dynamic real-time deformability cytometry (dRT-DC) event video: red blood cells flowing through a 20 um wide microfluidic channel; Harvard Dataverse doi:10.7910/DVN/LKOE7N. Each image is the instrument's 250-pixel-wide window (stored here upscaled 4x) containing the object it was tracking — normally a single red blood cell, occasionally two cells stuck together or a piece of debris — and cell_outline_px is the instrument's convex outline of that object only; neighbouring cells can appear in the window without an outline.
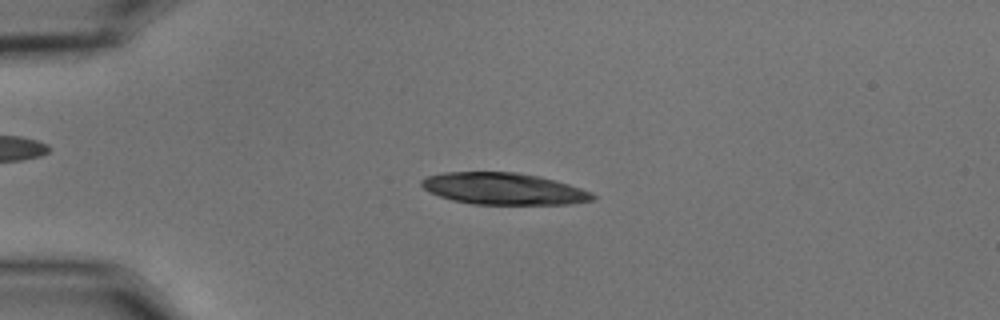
{"species": "common noctule bat (a hibernating species)", "species_latin": "Nyctalus noctula", "temperature_condition": "cold", "stored_images_in_passage": 49, "camera_frame_rate_fps": 3000, "um_per_image_px": 0.085, "animal": {"sex": "male", "body_mass_g": 15.6}, "frame": {"image": 1, "passage_image": 8, "time_ms": 2.333, "image_size_px": [1000, 320], "cell_outline_px": [[596, 196], [592, 200], [568, 204], [472, 204], [452, 200], [440, 196], [424, 188], [420, 184], [420, 180], [428, 176], [444, 172], [516, 172], [536, 176], [568, 184], [592, 192]], "centroid_in_image_um": [42.78, 16.04], "position_along_channel_um": 42.2, "area_um2": 31.33}}